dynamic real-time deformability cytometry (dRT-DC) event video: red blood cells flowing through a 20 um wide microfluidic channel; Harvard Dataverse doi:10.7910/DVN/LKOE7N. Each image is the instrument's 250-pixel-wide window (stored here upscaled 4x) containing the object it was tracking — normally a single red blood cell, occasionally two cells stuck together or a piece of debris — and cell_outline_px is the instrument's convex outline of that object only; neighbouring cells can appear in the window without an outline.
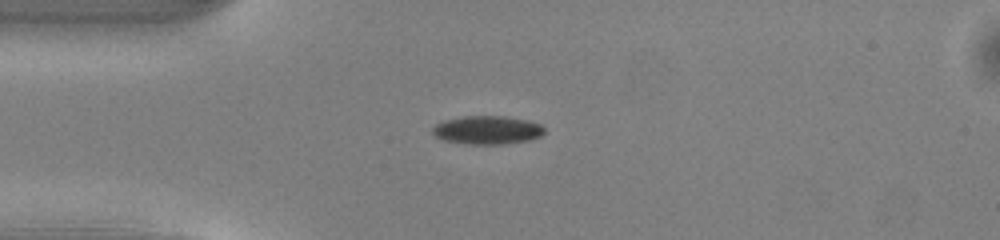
{"species": "common noctule bat (a hibernating species)", "species_latin": "Nyctalus noctula", "temperature_condition": "warm", "stored_images_in_passage": 39, "camera_frame_rate_fps": 3000, "um_per_image_px": 0.085, "animal": {"sex": "male", "body_mass_g": 13.0, "forearm_length_mm": 53.1}, "frame": {"image": 1, "passage_image": 1, "time_ms": 0.0, "image_size_px": [1000, 240], "cell_outline_px": [[544, 132], [540, 136], [532, 140], [504, 144], [468, 144], [444, 140], [436, 136], [432, 132], [432, 128], [436, 124], [444, 120], [464, 116], [504, 116], [528, 120], [540, 124], [544, 128]], "centroid_in_image_um": [41.44, 11.05], "position_along_channel_um": 43.6, "area_um2": 18.55}}
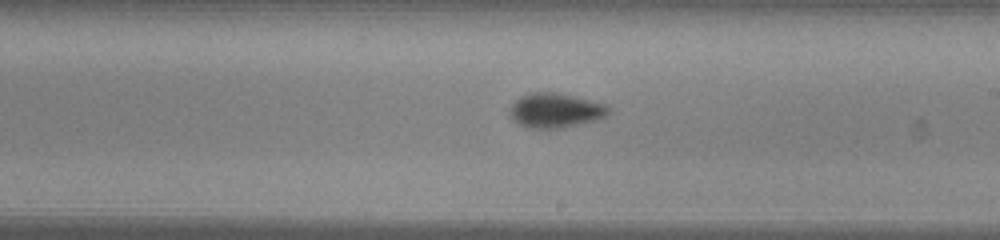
{"frame": {"image": 2, "passage_image": 17, "time_ms": 5.333, "image_size_px": [1000, 240], "cell_outline_px": [[608, 112], [604, 116], [596, 120], [564, 128], [528, 128], [520, 124], [512, 116], [512, 104], [516, 100], [532, 92], [560, 92], [604, 104], [608, 108]], "centroid_in_image_um": [47.23, 9.38], "position_along_channel_um": 241.8, "area_um2": 19.42}}
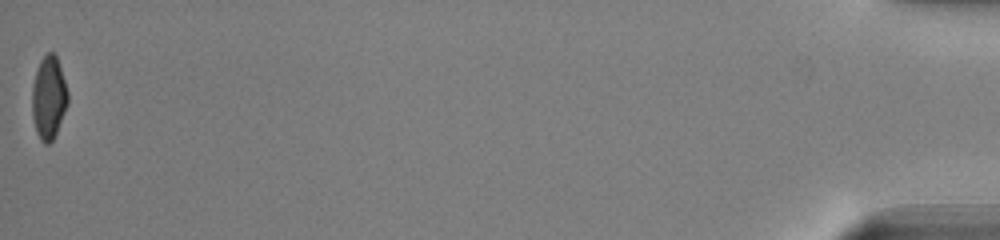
{"frame": {"image": 3, "passage_image": 39, "time_ms": 12.667, "image_size_px": [1000, 240], "cell_outline_px": [[68, 104], [56, 132], [52, 140], [48, 144], [44, 144], [40, 140], [36, 132], [32, 116], [32, 84], [40, 60], [48, 52], [52, 52], [56, 56], [68, 92]], "centroid_in_image_um": [4.13, 8.32], "position_along_channel_um": 431.1, "area_um2": 17.17}, "authors_computed_cell_mechanics": {"area_um2": 18.6116, "velocity_mm_per_s": 4.04, "shape_relaxation_time_tau1_ms": 2.4377, "shape_relaxation_time_tau2_ms": null, "deformation_change_tau1": 0.1266, "deformation_change_tau2": null}}